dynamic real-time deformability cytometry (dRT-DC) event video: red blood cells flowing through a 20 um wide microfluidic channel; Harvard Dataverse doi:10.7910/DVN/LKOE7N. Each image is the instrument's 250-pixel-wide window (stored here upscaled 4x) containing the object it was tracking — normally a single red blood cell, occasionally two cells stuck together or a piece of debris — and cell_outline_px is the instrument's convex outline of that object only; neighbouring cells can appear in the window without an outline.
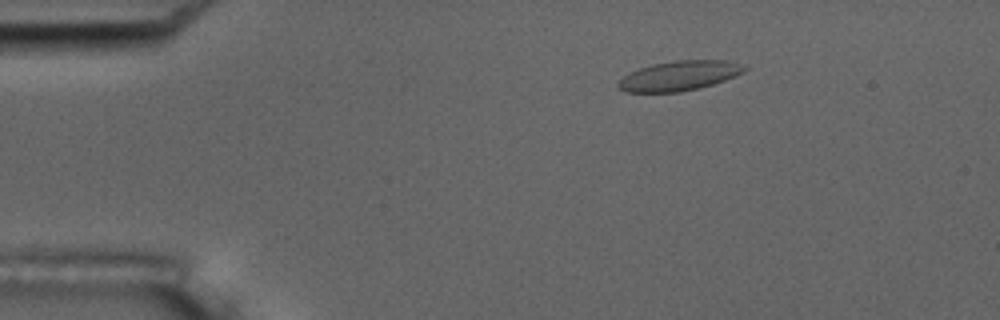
{"species": "common noctule bat (a hibernating species)", "species_latin": "Nyctalus noctula", "temperature_condition": "room temperature", "stored_images_in_passage": 48, "camera_frame_rate_fps": 3000, "um_per_image_px": 0.085, "animal": {"sex": "male", "body_mass_g": 17.5, "forearm_length_mm": 52.3}, "frame": {"image": 1, "passage_image": 1, "time_ms": 0.0, "image_size_px": [1000, 320], "cell_outline_px": [[748, 68], [744, 72], [724, 80], [712, 84], [680, 92], [624, 92], [616, 84], [624, 76], [640, 68], [652, 64], [676, 60], [728, 60]], "centroid_in_image_um": [57.72, 6.44], "position_along_channel_um": 27.3, "area_um2": 21.56}, "authors_computed_cell_mechanics": {"area_um2": 21.5016, "velocity_mm_per_s": 3.5988, "shape_relaxation_time_tau1_ms": null, "shape_relaxation_time_tau2_ms": 0.8296, "deformation_change_tau1": null, "deformation_change_tau2": 0.0708}}